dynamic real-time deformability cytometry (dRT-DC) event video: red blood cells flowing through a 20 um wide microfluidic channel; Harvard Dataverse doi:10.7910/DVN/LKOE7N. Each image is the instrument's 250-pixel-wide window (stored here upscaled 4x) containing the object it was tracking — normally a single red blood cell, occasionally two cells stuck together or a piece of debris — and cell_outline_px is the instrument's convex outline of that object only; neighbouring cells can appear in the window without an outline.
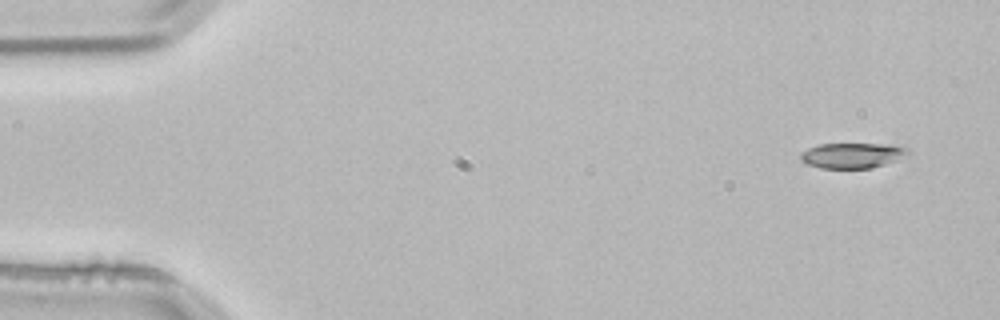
{"species": "common noctule bat (a hibernating species)", "species_latin": "Nyctalus noctula", "temperature_condition": "room temperature", "stored_images_in_passage": 3, "camera_frame_rate_fps": 3000, "um_per_image_px": 0.085, "animal": {"sex": "male", "body_mass_g": 21.5, "forearm_length_mm": 52.0}, "frame": {"image": 1, "passage_image": 1, "time_ms": 0.0, "image_size_px": [1000, 320], "cell_outline_px": [[912, 152], [908, 156], [872, 168], [820, 168], [808, 164], [800, 160], [800, 152], [808, 148], [820, 144], [904, 144]], "centroid_in_image_um": [72.52, 13.2], "position_along_channel_um": 12.5, "area_um2": 16.18}}
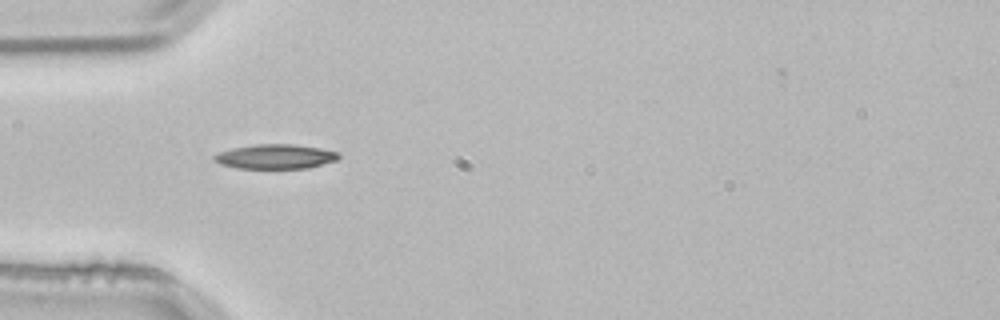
{"frame": {"image": 2, "passage_image": 3, "time_ms": 0.667, "image_size_px": [1000, 320], "cell_outline_px": [[340, 156], [336, 160], [308, 168], [236, 168], [220, 164], [212, 160], [212, 156], [220, 152], [232, 148], [256, 144], [296, 144], [320, 148], [340, 152]], "centroid_in_image_um": [23.4, 13.3], "position_along_channel_um": 61.6, "area_um2": 17.86}}